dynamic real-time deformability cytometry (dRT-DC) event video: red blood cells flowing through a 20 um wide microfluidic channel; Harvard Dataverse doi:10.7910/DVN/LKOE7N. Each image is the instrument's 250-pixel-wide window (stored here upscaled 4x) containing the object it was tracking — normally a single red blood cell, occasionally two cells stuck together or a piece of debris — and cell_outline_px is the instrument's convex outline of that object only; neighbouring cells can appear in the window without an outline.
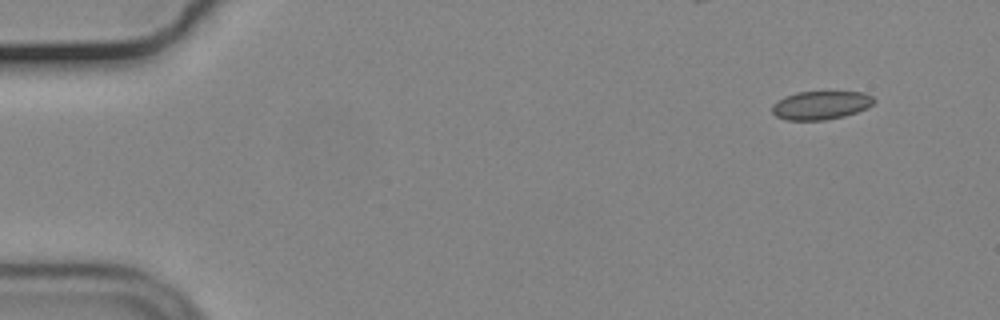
{"species": "common noctule bat (a hibernating species)", "species_latin": "Nyctalus noctula", "temperature_condition": "cold", "stored_images_in_passage": 50, "camera_frame_rate_fps": 3000, "um_per_image_px": 0.085, "animal": {"sex": "male", "body_mass_g": 19.2, "forearm_length_mm": 51.8}, "frame": {"image": 1, "passage_image": 1, "time_ms": 0.0, "image_size_px": [1000, 320], "cell_outline_px": [[876, 100], [868, 108], [844, 116], [824, 120], [788, 120], [776, 116], [772, 112], [772, 104], [776, 100], [784, 96], [796, 92], [828, 88], [864, 92], [872, 96]], "centroid_in_image_um": [69.79, 8.87], "position_along_channel_um": 15.2, "area_um2": 17.98}}
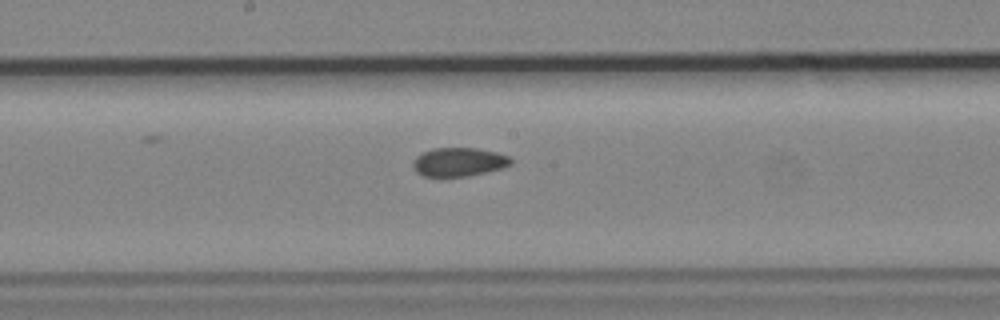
{"frame": {"image": 2, "passage_image": 26, "time_ms": 8.333, "image_size_px": [1000, 320], "cell_outline_px": [[512, 164], [504, 168], [468, 176], [424, 176], [416, 172], [412, 168], [412, 164], [416, 156], [432, 148], [476, 148], [496, 152], [508, 156], [512, 160]], "centroid_in_image_um": [39.0, 13.77], "position_along_channel_um": 209.2, "area_um2": 16.42}}
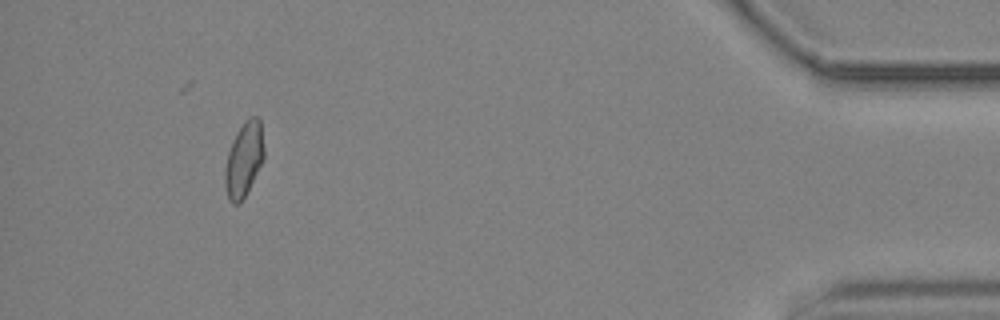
{"frame": {"image": 3, "passage_image": 48, "time_ms": 15.667, "image_size_px": [1000, 320], "cell_outline_px": [[264, 160], [240, 204], [232, 204], [228, 200], [224, 184], [224, 172], [228, 152], [232, 140], [236, 132], [244, 120], [252, 116], [256, 116], [260, 120], [264, 148]], "centroid_in_image_um": [20.72, 13.56], "position_along_channel_um": 414.5, "area_um2": 17.17}, "authors_computed_cell_mechanics": {"area_um2": 16.9932, "velocity_mm_per_s": 3.6951, "shape_relaxation_time_tau1_ms": null, "shape_relaxation_time_tau2_ms": 2.5897, "deformation_change_tau1": null, "deformation_change_tau2": 0.0609}}